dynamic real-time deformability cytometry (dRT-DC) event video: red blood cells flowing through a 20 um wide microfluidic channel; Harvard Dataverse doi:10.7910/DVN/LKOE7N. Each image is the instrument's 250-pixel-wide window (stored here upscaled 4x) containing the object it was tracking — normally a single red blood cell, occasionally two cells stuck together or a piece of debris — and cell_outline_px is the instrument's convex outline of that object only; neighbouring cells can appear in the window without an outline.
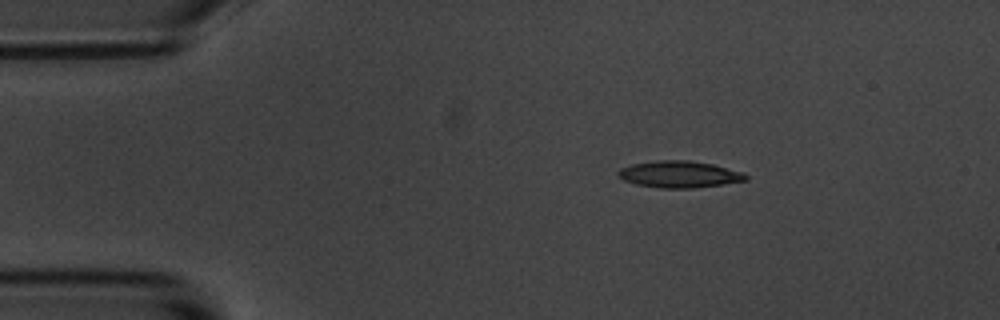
{"species": "common noctule bat (a hibernating species)", "species_latin": "Nyctalus noctula", "temperature_condition": "room temperature", "stored_images_in_passage": 8, "camera_frame_rate_fps": 3000, "um_per_image_px": 0.085, "animal": {"sex": "male", "body_mass_g": 20.1, "forearm_length_mm": 53.5}, "frame": {"image": 1, "passage_image": 1, "time_ms": 0.0, "image_size_px": [1000, 320], "cell_outline_px": [[748, 180], [724, 184], [692, 188], [660, 188], [636, 184], [624, 180], [616, 172], [620, 168], [632, 164], [656, 160], [688, 160], [712, 164], [744, 172], [748, 176]], "centroid_in_image_um": [57.76, 14.81], "position_along_channel_um": 27.2, "area_um2": 19.88}}
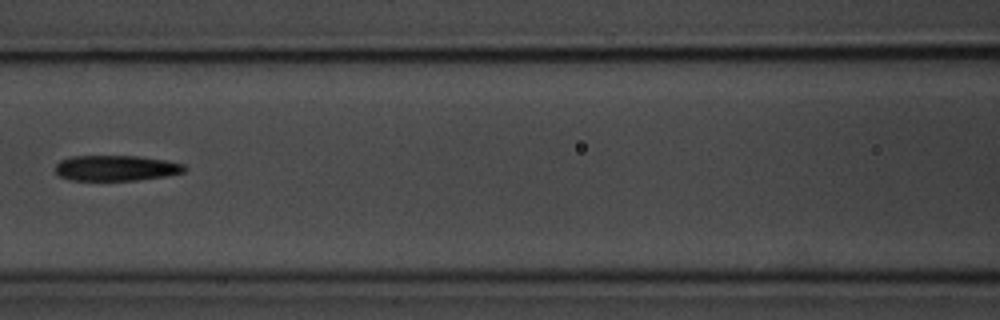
{"frame": {"image": 2, "passage_image": 5, "time_ms": 5.0, "image_size_px": [1000, 320], "cell_outline_px": [[188, 168], [184, 172], [164, 176], [136, 180], [72, 180], [60, 176], [56, 172], [56, 164], [60, 160], [72, 156], [140, 156], [164, 160], [184, 164]], "centroid_in_image_um": [9.87, 14.28], "position_along_channel_um": 156.7, "area_um2": 19.13}}
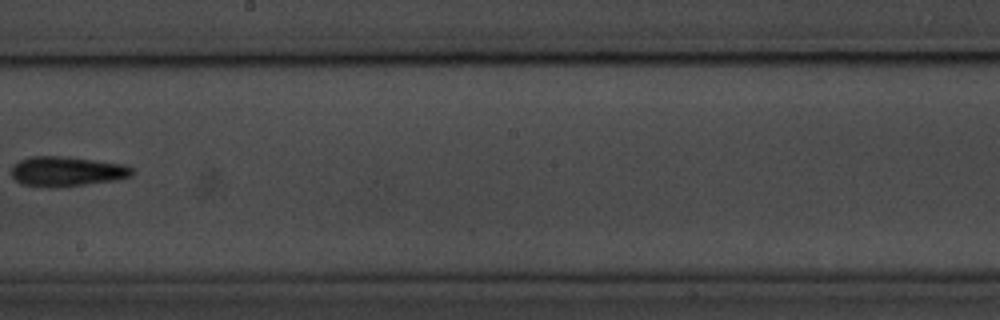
{"frame": {"image": 3, "passage_image": 7, "time_ms": 7.333, "image_size_px": [1000, 320], "cell_outline_px": [[136, 172], [132, 176], [112, 180], [60, 188], [56, 188], [24, 184], [16, 180], [12, 176], [12, 168], [20, 160], [32, 156], [60, 156], [124, 164], [132, 168]], "centroid_in_image_um": [5.7, 14.57], "position_along_channel_um": 242.5, "area_um2": 20.75}}